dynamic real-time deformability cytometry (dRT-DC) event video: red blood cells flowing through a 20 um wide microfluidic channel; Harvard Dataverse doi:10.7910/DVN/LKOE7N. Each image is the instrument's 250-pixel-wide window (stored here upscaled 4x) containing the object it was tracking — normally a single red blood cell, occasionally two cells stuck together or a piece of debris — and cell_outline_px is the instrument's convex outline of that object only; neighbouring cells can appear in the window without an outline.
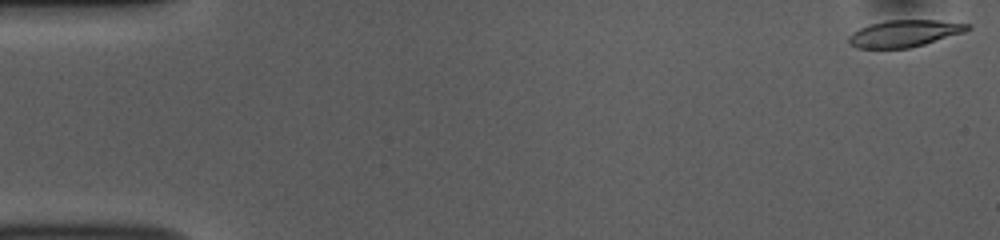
{"species": "common noctule bat (a hibernating species)", "species_latin": "Nyctalus noctula", "temperature_condition": "room temperature", "stored_images_in_passage": 53, "camera_frame_rate_fps": 3000, "um_per_image_px": 0.085, "animal": {"sex": "female", "body_mass_g": 10.0, "forearm_length_mm": 53.1}, "frame": {"image": 1, "passage_image": 1, "time_ms": 0.0, "image_size_px": [1000, 240], "cell_outline_px": [[972, 28], [964, 32], [924, 44], [908, 48], [856, 48], [848, 44], [848, 36], [852, 32], [868, 24], [884, 20], [936, 20], [972, 24]], "centroid_in_image_um": [76.85, 2.83], "position_along_channel_um": 8.2, "area_um2": 18.73}}
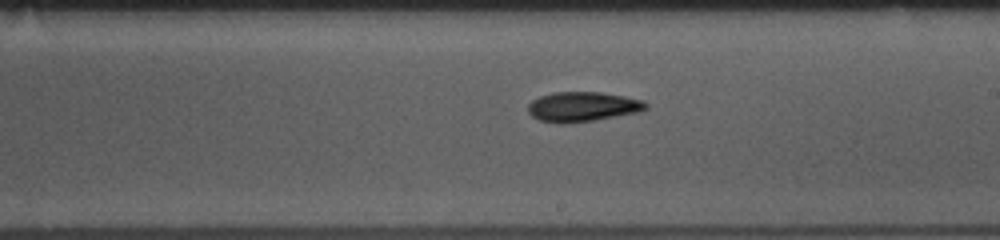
{"frame": {"image": 2, "passage_image": 30, "time_ms": 9.667, "image_size_px": [1000, 240], "cell_outline_px": [[648, 108], [636, 112], [596, 120], [564, 124], [556, 124], [540, 120], [532, 116], [528, 112], [528, 104], [532, 100], [540, 96], [552, 92], [600, 92], [624, 96], [644, 100], [648, 104]], "centroid_in_image_um": [49.5, 9.07], "position_along_channel_um": 239.5, "area_um2": 20.58}}
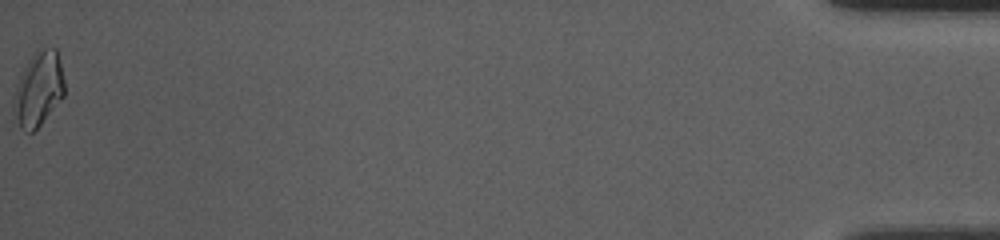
{"frame": {"image": 3, "passage_image": 53, "time_ms": 17.333, "image_size_px": [1000, 240], "cell_outline_px": [[64, 96], [40, 124], [32, 132], [24, 132], [20, 128], [12, 108], [12, 96], [16, 84], [28, 60], [36, 48], [56, 48], [64, 80]], "centroid_in_image_um": [3.24, 7.56], "position_along_channel_um": 432.0, "area_um2": 22.08}, "authors_computed_cell_mechanics": {"area_um2": 19.5942, "velocity_mm_per_s": 3.7789, "shape_relaxation_time_tau1_ms": 7.3901, "shape_relaxation_time_tau2_ms": null, "deformation_change_tau1": 0.1956, "deformation_change_tau2": null}}